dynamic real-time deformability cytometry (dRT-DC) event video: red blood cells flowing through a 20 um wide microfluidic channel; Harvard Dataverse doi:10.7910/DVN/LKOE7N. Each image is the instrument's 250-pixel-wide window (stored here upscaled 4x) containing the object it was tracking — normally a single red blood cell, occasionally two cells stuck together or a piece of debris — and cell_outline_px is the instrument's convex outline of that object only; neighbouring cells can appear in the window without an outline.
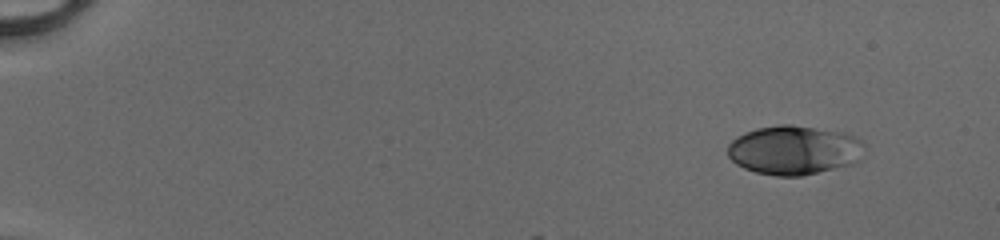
{"species": "human", "species_latin": "Homo sapiens", "temperature_condition": "cold", "stored_images_in_passage": 47, "camera_frame_rate_fps": 3000, "um_per_image_px": 0.085, "donor": {"sex": "male"}, "frame": {"image": 1, "passage_image": 1, "time_ms": 0.0, "image_size_px": [1000, 240], "cell_outline_px": [[864, 144], [860, 160], [852, 164], [800, 176], [776, 176], [756, 172], [744, 168], [736, 164], [728, 156], [728, 144], [736, 136], [744, 132], [756, 128], [780, 124], [792, 124], [844, 132], [860, 140]], "centroid_in_image_um": [67.47, 12.75], "position_along_channel_um": 17.5, "area_um2": 39.25}}
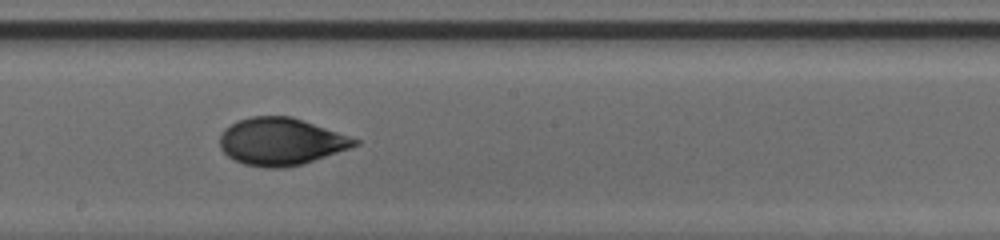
{"frame": {"image": 2, "passage_image": 27, "time_ms": 8.667, "image_size_px": [1000, 240], "cell_outline_px": [[360, 144], [300, 164], [284, 168], [264, 168], [244, 164], [228, 156], [220, 148], [220, 136], [224, 128], [240, 120], [252, 116], [292, 116], [360, 140]], "centroid_in_image_um": [23.84, 12.03], "position_along_channel_um": 224.4, "area_um2": 36.7}}
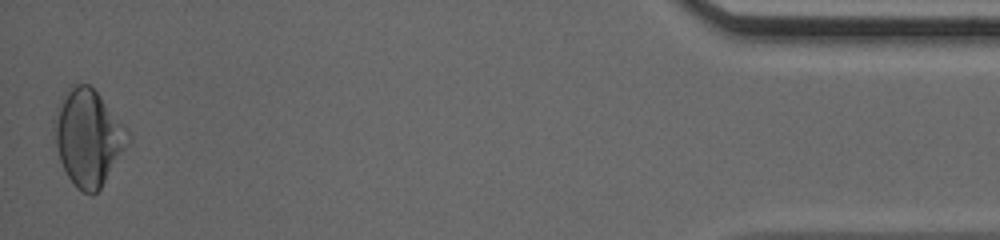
{"frame": {"image": 3, "passage_image": 47, "time_ms": 15.333, "image_size_px": [1000, 240], "cell_outline_px": [[132, 140], [100, 188], [92, 196], [76, 188], [68, 176], [60, 160], [56, 144], [56, 104], [60, 96], [76, 84], [88, 84], [96, 92], [132, 136]], "centroid_in_image_um": [7.51, 11.71], "position_along_channel_um": 427.7, "area_um2": 40.52}, "authors_computed_cell_mechanics": {"area_um2": 37.0498, "velocity_mm_per_s": 4.1565, "shape_relaxation_time_tau1_ms": 5.6628, "shape_relaxation_time_tau2_ms": 1.1807, "deformation_change_tau1": 0.1778, "deformation_change_tau2": 0.0507}}